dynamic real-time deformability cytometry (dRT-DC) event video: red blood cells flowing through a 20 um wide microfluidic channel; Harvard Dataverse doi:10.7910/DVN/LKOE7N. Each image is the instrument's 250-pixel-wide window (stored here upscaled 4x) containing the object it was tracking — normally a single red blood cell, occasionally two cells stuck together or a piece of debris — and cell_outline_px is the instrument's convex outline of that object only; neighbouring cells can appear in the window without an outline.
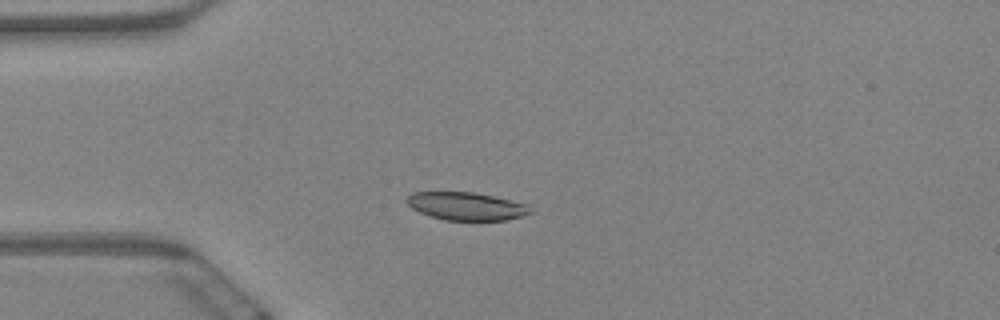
{"species": "Egyptian fruit bat (a non-hibernating species)", "species_latin": "Rousettus aegyptiacus", "temperature_condition": "warm", "stored_images_in_passage": 7, "camera_frame_rate_fps": 3000, "um_per_image_px": 0.085, "animal": {"sex": "female"}, "frame": {"image": 1, "passage_image": 4, "time_ms": 1.0, "image_size_px": [1000, 320], "cell_outline_px": [[536, 212], [524, 216], [504, 220], [444, 220], [420, 212], [412, 208], [404, 200], [412, 192], [476, 192], [532, 204]], "centroid_in_image_um": [39.75, 17.52], "position_along_channel_um": 45.2, "area_um2": 20.58}}
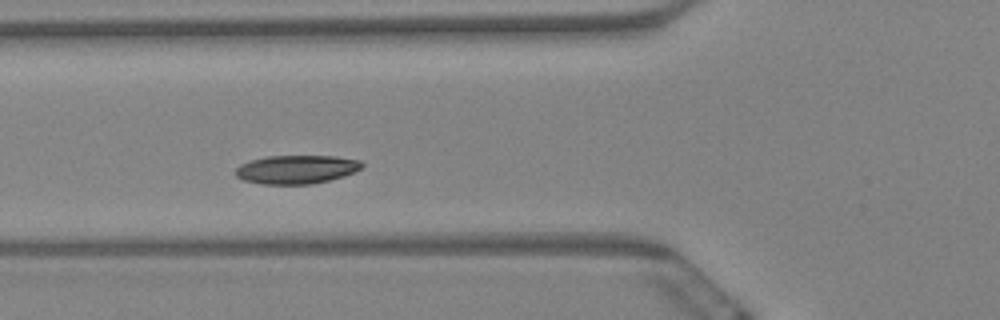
{"frame": {"image": 2, "passage_image": 6, "time_ms": 1.667, "image_size_px": [1000, 320], "cell_outline_px": [[364, 164], [360, 168], [344, 176], [312, 184], [260, 184], [244, 180], [236, 176], [236, 168], [240, 164], [252, 160], [268, 156], [336, 156], [360, 160]], "centroid_in_image_um": [25.19, 14.4], "position_along_channel_um": 100.6, "area_um2": 20.92}}
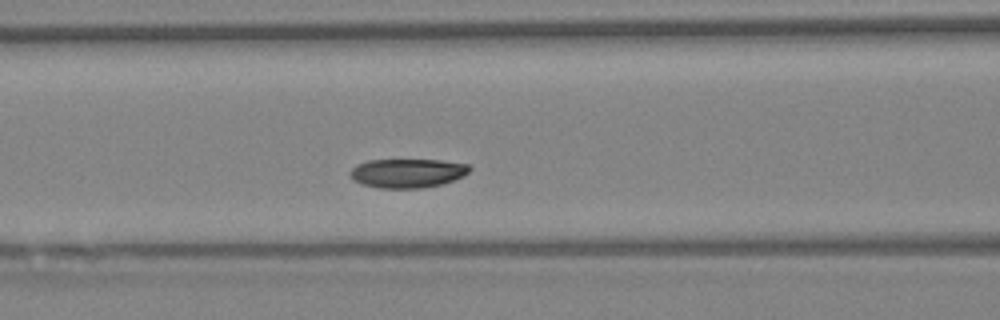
{"frame": {"image": 3, "passage_image": 7, "time_ms": 2.0, "image_size_px": [1000, 320], "cell_outline_px": [[472, 168], [464, 176], [444, 184], [420, 188], [380, 188], [360, 184], [352, 180], [348, 172], [356, 164], [368, 160], [440, 160], [468, 164]], "centroid_in_image_um": [34.61, 14.72], "position_along_channel_um": 132.0, "area_um2": 20.46}}